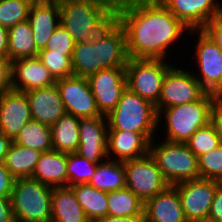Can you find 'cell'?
Returning a JSON list of instances; mask_svg holds the SVG:
<instances>
[{
    "label": "cell",
    "mask_w": 222,
    "mask_h": 222,
    "mask_svg": "<svg viewBox=\"0 0 222 222\" xmlns=\"http://www.w3.org/2000/svg\"><path fill=\"white\" fill-rule=\"evenodd\" d=\"M65 112L79 119L103 116L97 106L87 77L71 75L56 80Z\"/></svg>",
    "instance_id": "obj_13"
},
{
    "label": "cell",
    "mask_w": 222,
    "mask_h": 222,
    "mask_svg": "<svg viewBox=\"0 0 222 222\" xmlns=\"http://www.w3.org/2000/svg\"><path fill=\"white\" fill-rule=\"evenodd\" d=\"M107 119L108 131L157 133L161 129L156 106L128 88L122 92L120 101Z\"/></svg>",
    "instance_id": "obj_5"
},
{
    "label": "cell",
    "mask_w": 222,
    "mask_h": 222,
    "mask_svg": "<svg viewBox=\"0 0 222 222\" xmlns=\"http://www.w3.org/2000/svg\"><path fill=\"white\" fill-rule=\"evenodd\" d=\"M144 202L127 187L108 193V215L126 217L141 215Z\"/></svg>",
    "instance_id": "obj_31"
},
{
    "label": "cell",
    "mask_w": 222,
    "mask_h": 222,
    "mask_svg": "<svg viewBox=\"0 0 222 222\" xmlns=\"http://www.w3.org/2000/svg\"><path fill=\"white\" fill-rule=\"evenodd\" d=\"M11 89V61L0 57V94Z\"/></svg>",
    "instance_id": "obj_42"
},
{
    "label": "cell",
    "mask_w": 222,
    "mask_h": 222,
    "mask_svg": "<svg viewBox=\"0 0 222 222\" xmlns=\"http://www.w3.org/2000/svg\"><path fill=\"white\" fill-rule=\"evenodd\" d=\"M71 187L90 222L108 215V193L96 189L89 183Z\"/></svg>",
    "instance_id": "obj_27"
},
{
    "label": "cell",
    "mask_w": 222,
    "mask_h": 222,
    "mask_svg": "<svg viewBox=\"0 0 222 222\" xmlns=\"http://www.w3.org/2000/svg\"><path fill=\"white\" fill-rule=\"evenodd\" d=\"M80 141L76 154L88 161L99 164L108 159L107 154V116L80 119Z\"/></svg>",
    "instance_id": "obj_15"
},
{
    "label": "cell",
    "mask_w": 222,
    "mask_h": 222,
    "mask_svg": "<svg viewBox=\"0 0 222 222\" xmlns=\"http://www.w3.org/2000/svg\"><path fill=\"white\" fill-rule=\"evenodd\" d=\"M44 1H58V2H59V1H61V0H44Z\"/></svg>",
    "instance_id": "obj_49"
},
{
    "label": "cell",
    "mask_w": 222,
    "mask_h": 222,
    "mask_svg": "<svg viewBox=\"0 0 222 222\" xmlns=\"http://www.w3.org/2000/svg\"><path fill=\"white\" fill-rule=\"evenodd\" d=\"M38 57L55 81L73 75L72 56H62L49 50H41Z\"/></svg>",
    "instance_id": "obj_35"
},
{
    "label": "cell",
    "mask_w": 222,
    "mask_h": 222,
    "mask_svg": "<svg viewBox=\"0 0 222 222\" xmlns=\"http://www.w3.org/2000/svg\"><path fill=\"white\" fill-rule=\"evenodd\" d=\"M13 142L41 152L52 150L51 126L32 119L25 124Z\"/></svg>",
    "instance_id": "obj_30"
},
{
    "label": "cell",
    "mask_w": 222,
    "mask_h": 222,
    "mask_svg": "<svg viewBox=\"0 0 222 222\" xmlns=\"http://www.w3.org/2000/svg\"><path fill=\"white\" fill-rule=\"evenodd\" d=\"M221 183L213 179L197 178L173 185L180 196L183 212L188 222L208 220L213 197Z\"/></svg>",
    "instance_id": "obj_12"
},
{
    "label": "cell",
    "mask_w": 222,
    "mask_h": 222,
    "mask_svg": "<svg viewBox=\"0 0 222 222\" xmlns=\"http://www.w3.org/2000/svg\"><path fill=\"white\" fill-rule=\"evenodd\" d=\"M79 121L74 115L65 113L52 126V148L64 153L76 152L79 141Z\"/></svg>",
    "instance_id": "obj_26"
},
{
    "label": "cell",
    "mask_w": 222,
    "mask_h": 222,
    "mask_svg": "<svg viewBox=\"0 0 222 222\" xmlns=\"http://www.w3.org/2000/svg\"><path fill=\"white\" fill-rule=\"evenodd\" d=\"M94 222H147L145 213L136 216L114 217L107 215L103 218L96 219Z\"/></svg>",
    "instance_id": "obj_45"
},
{
    "label": "cell",
    "mask_w": 222,
    "mask_h": 222,
    "mask_svg": "<svg viewBox=\"0 0 222 222\" xmlns=\"http://www.w3.org/2000/svg\"><path fill=\"white\" fill-rule=\"evenodd\" d=\"M210 222H222V183L217 187L208 215Z\"/></svg>",
    "instance_id": "obj_41"
},
{
    "label": "cell",
    "mask_w": 222,
    "mask_h": 222,
    "mask_svg": "<svg viewBox=\"0 0 222 222\" xmlns=\"http://www.w3.org/2000/svg\"><path fill=\"white\" fill-rule=\"evenodd\" d=\"M75 42L70 33L60 23L47 42L45 49L62 56H72Z\"/></svg>",
    "instance_id": "obj_37"
},
{
    "label": "cell",
    "mask_w": 222,
    "mask_h": 222,
    "mask_svg": "<svg viewBox=\"0 0 222 222\" xmlns=\"http://www.w3.org/2000/svg\"><path fill=\"white\" fill-rule=\"evenodd\" d=\"M12 140L0 131V163L4 162L5 155L8 152Z\"/></svg>",
    "instance_id": "obj_47"
},
{
    "label": "cell",
    "mask_w": 222,
    "mask_h": 222,
    "mask_svg": "<svg viewBox=\"0 0 222 222\" xmlns=\"http://www.w3.org/2000/svg\"><path fill=\"white\" fill-rule=\"evenodd\" d=\"M155 138L150 141L149 153L169 185L200 178L198 158L186 143L164 139L156 143Z\"/></svg>",
    "instance_id": "obj_7"
},
{
    "label": "cell",
    "mask_w": 222,
    "mask_h": 222,
    "mask_svg": "<svg viewBox=\"0 0 222 222\" xmlns=\"http://www.w3.org/2000/svg\"><path fill=\"white\" fill-rule=\"evenodd\" d=\"M49 70L38 56L11 61V89L27 92L55 84Z\"/></svg>",
    "instance_id": "obj_19"
},
{
    "label": "cell",
    "mask_w": 222,
    "mask_h": 222,
    "mask_svg": "<svg viewBox=\"0 0 222 222\" xmlns=\"http://www.w3.org/2000/svg\"><path fill=\"white\" fill-rule=\"evenodd\" d=\"M33 31L29 21L18 23L8 29V59L10 61L38 56Z\"/></svg>",
    "instance_id": "obj_29"
},
{
    "label": "cell",
    "mask_w": 222,
    "mask_h": 222,
    "mask_svg": "<svg viewBox=\"0 0 222 222\" xmlns=\"http://www.w3.org/2000/svg\"><path fill=\"white\" fill-rule=\"evenodd\" d=\"M52 189L32 177L15 179L10 200L16 222H51Z\"/></svg>",
    "instance_id": "obj_6"
},
{
    "label": "cell",
    "mask_w": 222,
    "mask_h": 222,
    "mask_svg": "<svg viewBox=\"0 0 222 222\" xmlns=\"http://www.w3.org/2000/svg\"><path fill=\"white\" fill-rule=\"evenodd\" d=\"M89 184L106 193L125 188L124 162L107 159L97 164V168Z\"/></svg>",
    "instance_id": "obj_28"
},
{
    "label": "cell",
    "mask_w": 222,
    "mask_h": 222,
    "mask_svg": "<svg viewBox=\"0 0 222 222\" xmlns=\"http://www.w3.org/2000/svg\"><path fill=\"white\" fill-rule=\"evenodd\" d=\"M161 1L162 0H106L105 2L109 10L120 15L128 10L154 5Z\"/></svg>",
    "instance_id": "obj_38"
},
{
    "label": "cell",
    "mask_w": 222,
    "mask_h": 222,
    "mask_svg": "<svg viewBox=\"0 0 222 222\" xmlns=\"http://www.w3.org/2000/svg\"><path fill=\"white\" fill-rule=\"evenodd\" d=\"M60 23L76 42L101 41L120 25V15L105 0L59 1Z\"/></svg>",
    "instance_id": "obj_2"
},
{
    "label": "cell",
    "mask_w": 222,
    "mask_h": 222,
    "mask_svg": "<svg viewBox=\"0 0 222 222\" xmlns=\"http://www.w3.org/2000/svg\"><path fill=\"white\" fill-rule=\"evenodd\" d=\"M120 25L129 59L166 61L168 51L190 32L161 2L120 14Z\"/></svg>",
    "instance_id": "obj_1"
},
{
    "label": "cell",
    "mask_w": 222,
    "mask_h": 222,
    "mask_svg": "<svg viewBox=\"0 0 222 222\" xmlns=\"http://www.w3.org/2000/svg\"><path fill=\"white\" fill-rule=\"evenodd\" d=\"M147 222H188L177 189L169 185L159 195L144 203Z\"/></svg>",
    "instance_id": "obj_22"
},
{
    "label": "cell",
    "mask_w": 222,
    "mask_h": 222,
    "mask_svg": "<svg viewBox=\"0 0 222 222\" xmlns=\"http://www.w3.org/2000/svg\"><path fill=\"white\" fill-rule=\"evenodd\" d=\"M25 1H27V2H29V3H31L33 5L35 3H39V2H42L44 0H25Z\"/></svg>",
    "instance_id": "obj_48"
},
{
    "label": "cell",
    "mask_w": 222,
    "mask_h": 222,
    "mask_svg": "<svg viewBox=\"0 0 222 222\" xmlns=\"http://www.w3.org/2000/svg\"><path fill=\"white\" fill-rule=\"evenodd\" d=\"M96 168L97 164L88 161L75 152L67 153L68 186L89 183Z\"/></svg>",
    "instance_id": "obj_32"
},
{
    "label": "cell",
    "mask_w": 222,
    "mask_h": 222,
    "mask_svg": "<svg viewBox=\"0 0 222 222\" xmlns=\"http://www.w3.org/2000/svg\"><path fill=\"white\" fill-rule=\"evenodd\" d=\"M206 93L190 68L186 70L173 64L164 78L156 110L159 113L165 108L200 100Z\"/></svg>",
    "instance_id": "obj_11"
},
{
    "label": "cell",
    "mask_w": 222,
    "mask_h": 222,
    "mask_svg": "<svg viewBox=\"0 0 222 222\" xmlns=\"http://www.w3.org/2000/svg\"><path fill=\"white\" fill-rule=\"evenodd\" d=\"M0 222H16L10 197L0 196Z\"/></svg>",
    "instance_id": "obj_44"
},
{
    "label": "cell",
    "mask_w": 222,
    "mask_h": 222,
    "mask_svg": "<svg viewBox=\"0 0 222 222\" xmlns=\"http://www.w3.org/2000/svg\"><path fill=\"white\" fill-rule=\"evenodd\" d=\"M28 21L38 51L45 49L48 40L60 24L58 1H42L31 5Z\"/></svg>",
    "instance_id": "obj_21"
},
{
    "label": "cell",
    "mask_w": 222,
    "mask_h": 222,
    "mask_svg": "<svg viewBox=\"0 0 222 222\" xmlns=\"http://www.w3.org/2000/svg\"><path fill=\"white\" fill-rule=\"evenodd\" d=\"M33 120L52 126L66 112L56 84L25 92Z\"/></svg>",
    "instance_id": "obj_20"
},
{
    "label": "cell",
    "mask_w": 222,
    "mask_h": 222,
    "mask_svg": "<svg viewBox=\"0 0 222 222\" xmlns=\"http://www.w3.org/2000/svg\"><path fill=\"white\" fill-rule=\"evenodd\" d=\"M167 60L128 59L125 67L127 88L156 105L167 70L173 65L170 58Z\"/></svg>",
    "instance_id": "obj_8"
},
{
    "label": "cell",
    "mask_w": 222,
    "mask_h": 222,
    "mask_svg": "<svg viewBox=\"0 0 222 222\" xmlns=\"http://www.w3.org/2000/svg\"><path fill=\"white\" fill-rule=\"evenodd\" d=\"M161 3L190 30H202L222 15L219 0H162Z\"/></svg>",
    "instance_id": "obj_16"
},
{
    "label": "cell",
    "mask_w": 222,
    "mask_h": 222,
    "mask_svg": "<svg viewBox=\"0 0 222 222\" xmlns=\"http://www.w3.org/2000/svg\"><path fill=\"white\" fill-rule=\"evenodd\" d=\"M124 167L126 187L144 203L169 186L150 153L125 161Z\"/></svg>",
    "instance_id": "obj_10"
},
{
    "label": "cell",
    "mask_w": 222,
    "mask_h": 222,
    "mask_svg": "<svg viewBox=\"0 0 222 222\" xmlns=\"http://www.w3.org/2000/svg\"><path fill=\"white\" fill-rule=\"evenodd\" d=\"M15 178L7 170L4 163H0V196L11 197Z\"/></svg>",
    "instance_id": "obj_40"
},
{
    "label": "cell",
    "mask_w": 222,
    "mask_h": 222,
    "mask_svg": "<svg viewBox=\"0 0 222 222\" xmlns=\"http://www.w3.org/2000/svg\"><path fill=\"white\" fill-rule=\"evenodd\" d=\"M100 113L108 116L120 101L126 86V68H105L87 77Z\"/></svg>",
    "instance_id": "obj_14"
},
{
    "label": "cell",
    "mask_w": 222,
    "mask_h": 222,
    "mask_svg": "<svg viewBox=\"0 0 222 222\" xmlns=\"http://www.w3.org/2000/svg\"><path fill=\"white\" fill-rule=\"evenodd\" d=\"M158 133H137L132 131H108V159L125 162L149 154L150 141Z\"/></svg>",
    "instance_id": "obj_18"
},
{
    "label": "cell",
    "mask_w": 222,
    "mask_h": 222,
    "mask_svg": "<svg viewBox=\"0 0 222 222\" xmlns=\"http://www.w3.org/2000/svg\"><path fill=\"white\" fill-rule=\"evenodd\" d=\"M222 53V15L215 17L202 29Z\"/></svg>",
    "instance_id": "obj_39"
},
{
    "label": "cell",
    "mask_w": 222,
    "mask_h": 222,
    "mask_svg": "<svg viewBox=\"0 0 222 222\" xmlns=\"http://www.w3.org/2000/svg\"><path fill=\"white\" fill-rule=\"evenodd\" d=\"M32 178L51 187L68 186L67 153L54 149L43 152Z\"/></svg>",
    "instance_id": "obj_23"
},
{
    "label": "cell",
    "mask_w": 222,
    "mask_h": 222,
    "mask_svg": "<svg viewBox=\"0 0 222 222\" xmlns=\"http://www.w3.org/2000/svg\"><path fill=\"white\" fill-rule=\"evenodd\" d=\"M31 5L25 0H0V25L9 29L27 21Z\"/></svg>",
    "instance_id": "obj_33"
},
{
    "label": "cell",
    "mask_w": 222,
    "mask_h": 222,
    "mask_svg": "<svg viewBox=\"0 0 222 222\" xmlns=\"http://www.w3.org/2000/svg\"><path fill=\"white\" fill-rule=\"evenodd\" d=\"M126 35L119 25L101 41L76 42L71 58L73 75L88 77L105 68L126 67Z\"/></svg>",
    "instance_id": "obj_3"
},
{
    "label": "cell",
    "mask_w": 222,
    "mask_h": 222,
    "mask_svg": "<svg viewBox=\"0 0 222 222\" xmlns=\"http://www.w3.org/2000/svg\"><path fill=\"white\" fill-rule=\"evenodd\" d=\"M192 37L197 35L196 50L194 52L199 69L193 71L194 77L199 81L207 93L222 98V53L213 40L203 30H190ZM199 73V76H198Z\"/></svg>",
    "instance_id": "obj_9"
},
{
    "label": "cell",
    "mask_w": 222,
    "mask_h": 222,
    "mask_svg": "<svg viewBox=\"0 0 222 222\" xmlns=\"http://www.w3.org/2000/svg\"><path fill=\"white\" fill-rule=\"evenodd\" d=\"M42 153L12 141L3 163L15 179L32 177Z\"/></svg>",
    "instance_id": "obj_25"
},
{
    "label": "cell",
    "mask_w": 222,
    "mask_h": 222,
    "mask_svg": "<svg viewBox=\"0 0 222 222\" xmlns=\"http://www.w3.org/2000/svg\"><path fill=\"white\" fill-rule=\"evenodd\" d=\"M217 98L206 93L200 100L162 109L158 113V127L165 128L164 132H160L164 133V139L186 143L199 128L210 123L211 109Z\"/></svg>",
    "instance_id": "obj_4"
},
{
    "label": "cell",
    "mask_w": 222,
    "mask_h": 222,
    "mask_svg": "<svg viewBox=\"0 0 222 222\" xmlns=\"http://www.w3.org/2000/svg\"><path fill=\"white\" fill-rule=\"evenodd\" d=\"M32 120L25 92L8 90L0 94V131L12 141Z\"/></svg>",
    "instance_id": "obj_17"
},
{
    "label": "cell",
    "mask_w": 222,
    "mask_h": 222,
    "mask_svg": "<svg viewBox=\"0 0 222 222\" xmlns=\"http://www.w3.org/2000/svg\"><path fill=\"white\" fill-rule=\"evenodd\" d=\"M0 57L8 58V29L0 25Z\"/></svg>",
    "instance_id": "obj_46"
},
{
    "label": "cell",
    "mask_w": 222,
    "mask_h": 222,
    "mask_svg": "<svg viewBox=\"0 0 222 222\" xmlns=\"http://www.w3.org/2000/svg\"><path fill=\"white\" fill-rule=\"evenodd\" d=\"M51 222H90L70 186L53 187Z\"/></svg>",
    "instance_id": "obj_24"
},
{
    "label": "cell",
    "mask_w": 222,
    "mask_h": 222,
    "mask_svg": "<svg viewBox=\"0 0 222 222\" xmlns=\"http://www.w3.org/2000/svg\"><path fill=\"white\" fill-rule=\"evenodd\" d=\"M191 152L198 158L221 145L220 139L211 123L199 128L186 142Z\"/></svg>",
    "instance_id": "obj_34"
},
{
    "label": "cell",
    "mask_w": 222,
    "mask_h": 222,
    "mask_svg": "<svg viewBox=\"0 0 222 222\" xmlns=\"http://www.w3.org/2000/svg\"><path fill=\"white\" fill-rule=\"evenodd\" d=\"M200 178L222 182V144L198 157Z\"/></svg>",
    "instance_id": "obj_36"
},
{
    "label": "cell",
    "mask_w": 222,
    "mask_h": 222,
    "mask_svg": "<svg viewBox=\"0 0 222 222\" xmlns=\"http://www.w3.org/2000/svg\"><path fill=\"white\" fill-rule=\"evenodd\" d=\"M210 123L214 126L222 144V98H217L211 109Z\"/></svg>",
    "instance_id": "obj_43"
}]
</instances>
